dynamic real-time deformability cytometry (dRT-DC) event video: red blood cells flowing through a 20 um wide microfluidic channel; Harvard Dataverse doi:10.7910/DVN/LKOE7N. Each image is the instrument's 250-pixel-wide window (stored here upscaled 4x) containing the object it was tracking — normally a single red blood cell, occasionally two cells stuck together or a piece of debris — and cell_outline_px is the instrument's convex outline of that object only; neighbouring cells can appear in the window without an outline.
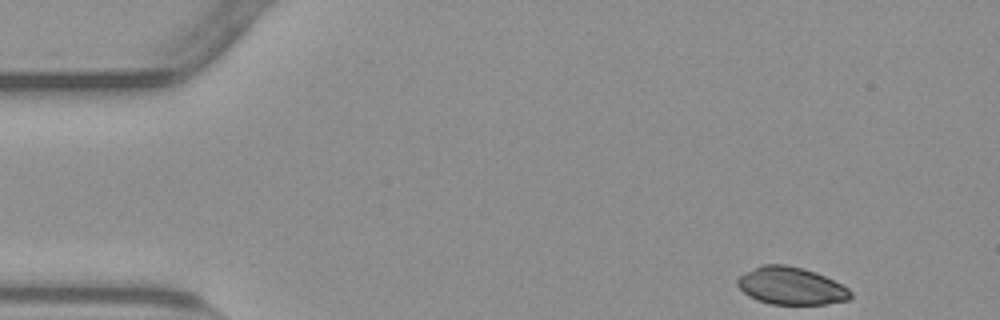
{"species": "common noctule bat (a hibernating species)", "species_latin": "Nyctalus noctula", "temperature_condition": "warm", "stored_images_in_passage": 43, "camera_frame_rate_fps": 3000, "um_per_image_px": 0.085, "animal": {"sex": "male", "body_mass_g": 23.1, "forearm_length_mm": 52.7}, "frame": {"image": 1, "passage_image": 1, "time_ms": 0.0, "image_size_px": [1000, 320], "cell_outline_px": [[852, 296], [848, 300], [828, 304], [772, 304], [748, 296], [736, 284], [736, 280], [740, 276], [764, 264], [784, 264], [804, 268], [816, 272], [848, 288], [852, 292]], "centroid_in_image_um": [67.27, 24.31], "position_along_channel_um": 17.7, "area_um2": 24.45}}
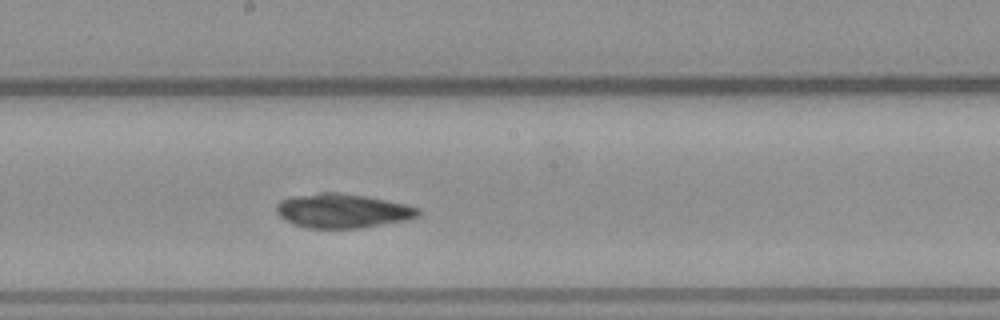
{"frame": {"image": 2, "passage_image": 25, "time_ms": 8.0, "image_size_px": [1000, 320], "cell_outline_px": [[420, 216], [408, 220], [360, 228], [308, 228], [292, 224], [284, 220], [276, 212], [276, 204], [280, 200], [292, 196], [320, 192], [340, 192], [364, 196], [404, 204], [420, 208]], "centroid_in_image_um": [29.09, 17.92], "position_along_channel_um": 219.1, "area_um2": 28.44}}
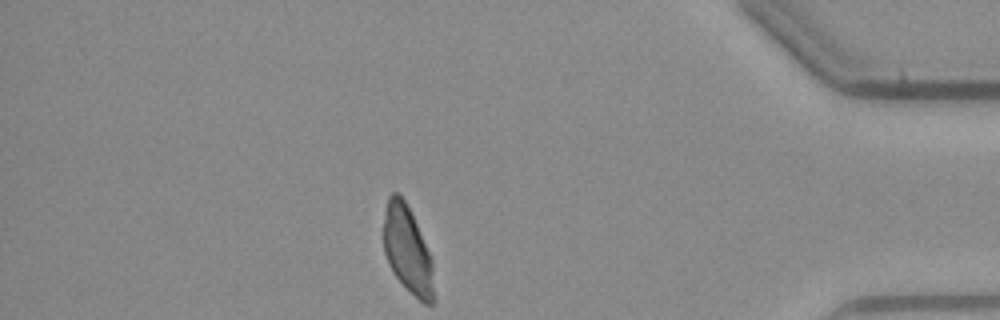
{"frame": {"image": 3, "passage_image": 43, "time_ms": 14.0, "image_size_px": [1000, 320], "cell_outline_px": [[432, 304], [424, 304], [392, 272], [388, 264], [384, 252], [384, 212], [388, 196], [392, 192], [396, 192], [404, 200], [416, 224], [432, 260]], "centroid_in_image_um": [34.59, 21.19], "position_along_channel_um": 400.6, "area_um2": 24.62}, "authors_computed_cell_mechanics": {"area_um2": 27.9174, "velocity_mm_per_s": 3.7579, "shape_relaxation_time_tau1_ms": null, "shape_relaxation_time_tau2_ms": 2.0368, "deformation_change_tau1": null, "deformation_change_tau2": 0.0517}}